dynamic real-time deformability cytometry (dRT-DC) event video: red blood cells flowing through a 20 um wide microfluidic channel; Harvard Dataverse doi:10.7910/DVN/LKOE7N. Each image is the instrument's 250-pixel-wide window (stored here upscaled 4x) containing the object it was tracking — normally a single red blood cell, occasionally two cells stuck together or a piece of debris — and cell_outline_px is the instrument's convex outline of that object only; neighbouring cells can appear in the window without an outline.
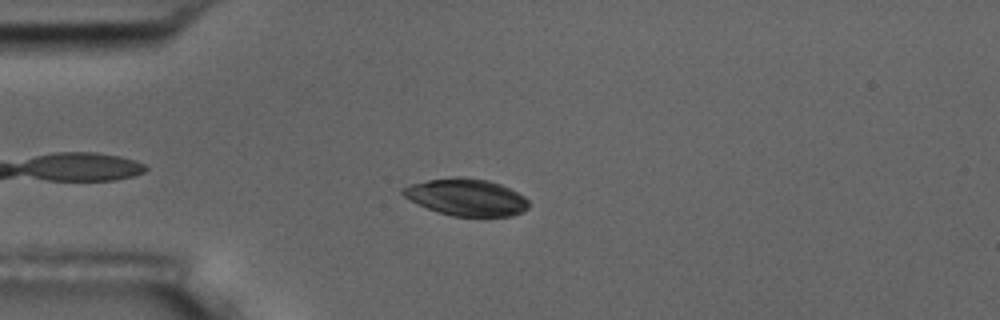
{"species": "common noctule bat (a hibernating species)", "species_latin": "Nyctalus noctula", "temperature_condition": "room temperature", "stored_images_in_passage": 7, "camera_frame_rate_fps": 3000, "um_per_image_px": 0.085, "animal": {"sex": "male", "body_mass_g": 17.5, "forearm_length_mm": 52.3}, "frame": {"image": 1, "passage_image": 5, "time_ms": 1.333, "image_size_px": [1000, 320], "cell_outline_px": [[528, 208], [524, 212], [512, 216], [452, 216], [436, 212], [404, 196], [400, 192], [400, 188], [408, 184], [428, 180], [452, 176], [468, 176], [488, 180], [500, 184], [524, 196], [528, 200]], "centroid_in_image_um": [39.63, 16.75], "position_along_channel_um": 45.4, "area_um2": 27.34}}